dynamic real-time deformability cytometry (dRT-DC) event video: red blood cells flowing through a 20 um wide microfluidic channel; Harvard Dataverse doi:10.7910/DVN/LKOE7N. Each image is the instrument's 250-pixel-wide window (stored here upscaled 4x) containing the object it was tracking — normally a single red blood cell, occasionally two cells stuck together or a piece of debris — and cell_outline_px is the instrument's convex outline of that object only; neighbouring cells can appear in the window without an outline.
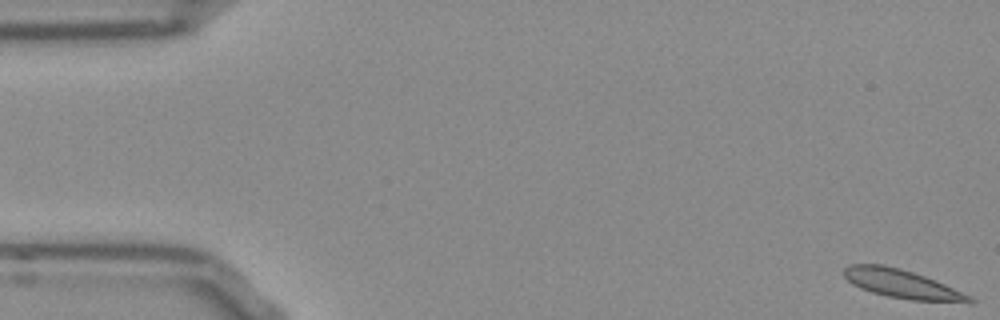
{"species": "Egyptian fruit bat (a non-hibernating species)", "species_latin": "Rousettus aegyptiacus", "temperature_condition": "room temperature", "stored_images_in_passage": 14, "camera_frame_rate_fps": 3000, "um_per_image_px": 0.085, "frame": {"image": 1, "passage_image": 1, "time_ms": 0.0, "image_size_px": [1000, 320], "cell_outline_px": [[976, 300], [972, 304], [968, 304], [912, 300], [888, 296], [872, 292], [860, 288], [852, 284], [844, 276], [844, 268], [848, 264], [884, 264], [900, 268], [936, 280], [972, 296]], "centroid_in_image_um": [76.75, 24.16], "position_along_channel_um": 8.2, "area_um2": 21.33}}